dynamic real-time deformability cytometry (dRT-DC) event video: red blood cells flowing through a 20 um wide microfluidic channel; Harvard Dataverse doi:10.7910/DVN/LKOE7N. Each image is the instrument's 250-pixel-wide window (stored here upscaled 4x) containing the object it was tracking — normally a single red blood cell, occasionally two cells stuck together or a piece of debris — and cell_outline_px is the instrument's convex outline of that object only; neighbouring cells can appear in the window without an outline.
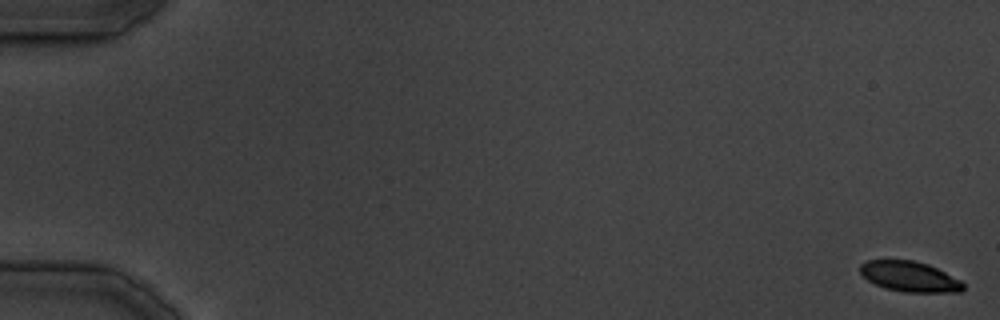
{"species": "common noctule bat (a hibernating species)", "species_latin": "Nyctalus noctula", "temperature_condition": "cold", "stored_images_in_passage": 42, "segment_of_instrument_passage": [1, 2], "camera_frame_rate_fps": 3000, "um_per_image_px": 0.085, "animal": {"sex": "male", "body_mass_g": 19.5, "forearm_length_mm": 54.6}, "frame": {"image": 1, "passage_image": 1, "time_ms": 0.0, "image_size_px": [1000, 320], "cell_outline_px": [[964, 288], [960, 292], [904, 292], [884, 288], [868, 280], [860, 272], [860, 264], [868, 260], [916, 260], [928, 264], [960, 280], [964, 284]], "centroid_in_image_um": [77.31, 23.5], "position_along_channel_um": 7.7, "area_um2": 18.15}}
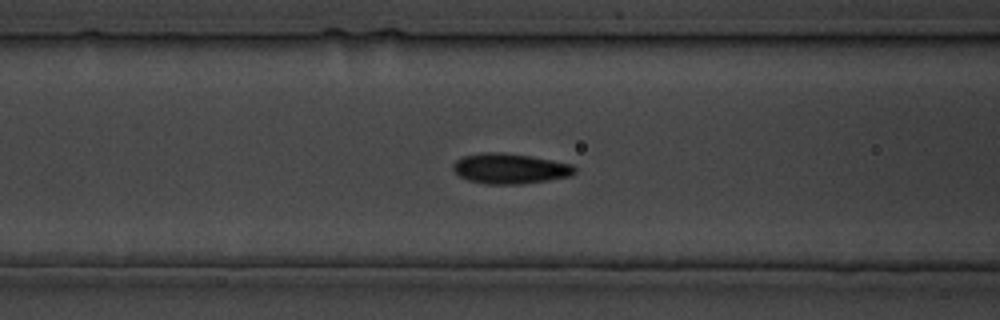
{"frame": {"image": 2, "passage_image": 18, "time_ms": 19.333, "image_size_px": [1000, 320], "cell_outline_px": [[576, 172], [572, 176], [548, 180], [520, 184], [484, 184], [468, 180], [460, 176], [452, 168], [452, 164], [456, 160], [464, 156], [480, 152], [504, 152], [532, 156], [572, 164], [576, 168]], "centroid_in_image_um": [43.35, 14.32], "position_along_channel_um": 123.2, "area_um2": 21.68}}
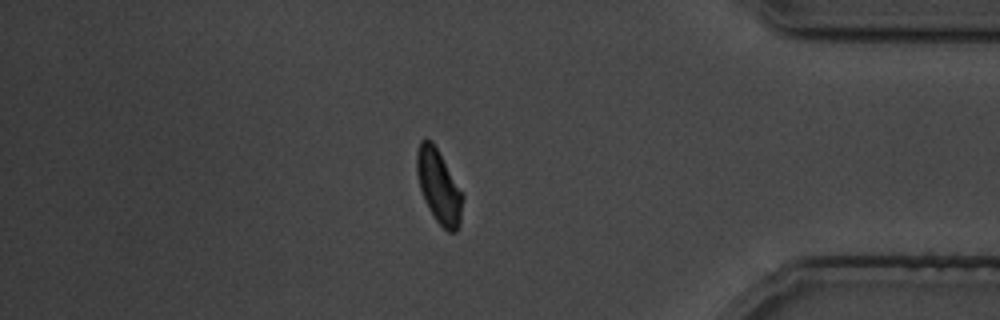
{"frame": {"image": 3, "passage_image": 36, "time_ms": 40.0, "image_size_px": [1000, 320], "cell_outline_px": [[464, 196], [460, 220], [456, 232], [448, 232], [436, 220], [428, 208], [424, 200], [420, 188], [416, 172], [416, 152], [420, 140], [432, 140], [464, 192]], "centroid_in_image_um": [37.31, 15.83], "position_along_channel_um": 397.9, "area_um2": 19.88}}